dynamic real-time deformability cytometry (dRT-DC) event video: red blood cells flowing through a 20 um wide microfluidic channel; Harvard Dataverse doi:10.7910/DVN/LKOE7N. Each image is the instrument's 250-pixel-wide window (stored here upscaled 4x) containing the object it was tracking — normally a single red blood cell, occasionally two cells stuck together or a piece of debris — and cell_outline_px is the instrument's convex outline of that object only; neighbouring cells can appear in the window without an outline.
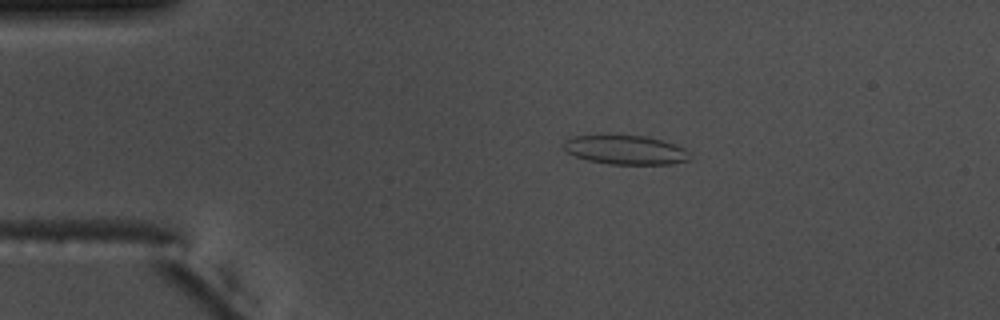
{"species": "common noctule bat (a hibernating species)", "species_latin": "Nyctalus noctula", "temperature_condition": "warm", "stored_images_in_passage": 38, "camera_frame_rate_fps": 3000, "um_per_image_px": 0.085, "animal": {"sex": "male", "body_mass_g": 17.5, "forearm_length_mm": 52.3}, "frame": {"image": 1, "passage_image": 10, "time_ms": 3.0, "image_size_px": [1000, 320], "cell_outline_px": [[692, 160], [672, 164], [608, 164], [588, 160], [576, 156], [568, 152], [564, 148], [564, 140], [572, 136], [648, 136], [684, 148], [688, 152]], "centroid_in_image_um": [53.2, 12.75], "position_along_channel_um": 31.8, "area_um2": 21.15}}
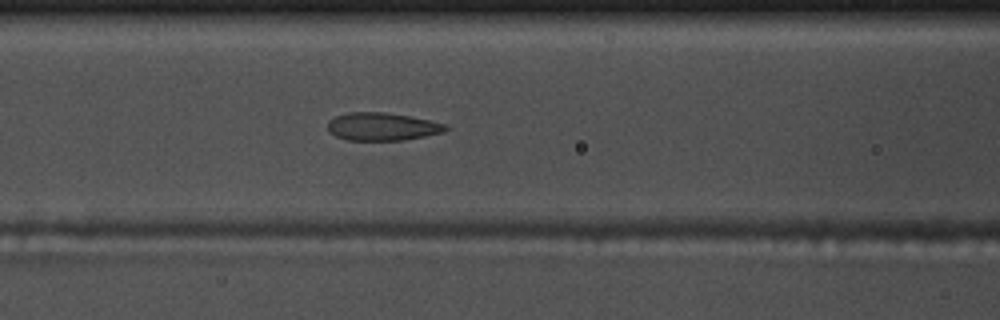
{"frame": {"image": 2, "passage_image": 22, "time_ms": 7.0, "image_size_px": [1000, 320], "cell_outline_px": [[448, 128], [444, 132], [404, 140], [348, 140], [336, 136], [328, 132], [328, 120], [336, 116], [348, 112], [384, 112], [408, 116], [448, 124]], "centroid_in_image_um": [32.47, 10.76], "position_along_channel_um": 134.1, "area_um2": 19.13}}
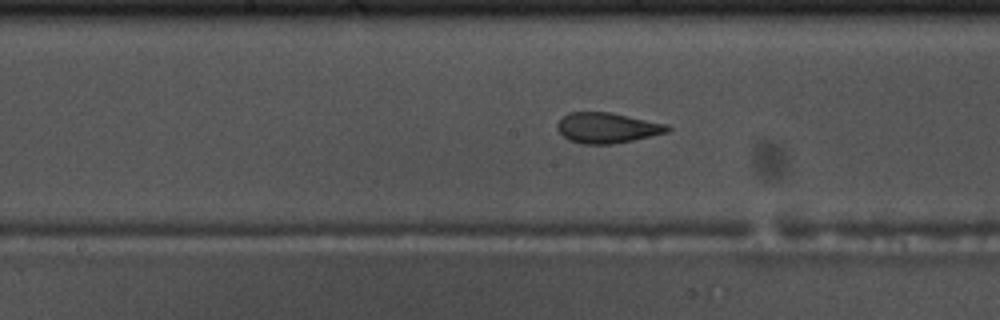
{"frame": {"image": 3, "passage_image": 27, "time_ms": 8.667, "image_size_px": [1000, 320], "cell_outline_px": [[672, 128], [668, 132], [632, 140], [612, 144], [580, 144], [568, 140], [556, 128], [556, 124], [568, 112], [612, 112], [668, 124]], "centroid_in_image_um": [51.61, 10.86], "position_along_channel_um": 196.6, "area_um2": 19.65}}